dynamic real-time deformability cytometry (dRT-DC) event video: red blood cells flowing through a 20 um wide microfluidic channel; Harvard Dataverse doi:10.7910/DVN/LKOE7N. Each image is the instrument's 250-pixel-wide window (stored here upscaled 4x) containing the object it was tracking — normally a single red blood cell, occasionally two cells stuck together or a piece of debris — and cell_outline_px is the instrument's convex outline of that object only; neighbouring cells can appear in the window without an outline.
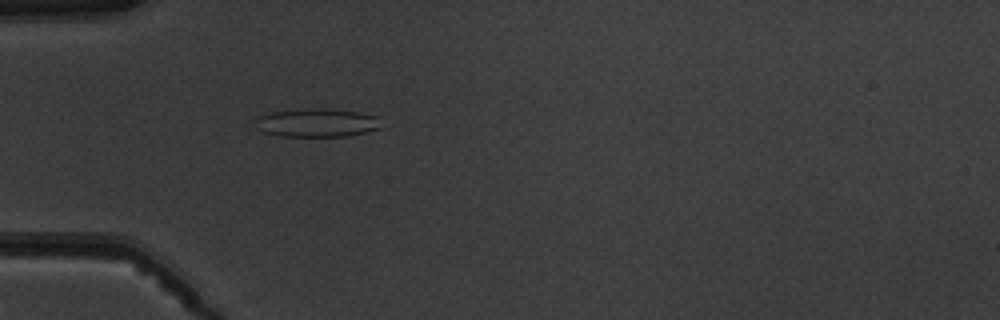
{"species": "common noctule bat (a hibernating species)", "species_latin": "Nyctalus noctula", "temperature_condition": "warm", "stored_images_in_passage": 2, "camera_frame_rate_fps": 3000, "um_per_image_px": 0.085, "animal": {"sex": "male", "body_mass_g": 19.5, "forearm_length_mm": 54.6}, "frame": {"image": 1, "passage_image": 2, "time_ms": 1.333, "image_size_px": [1000, 320], "cell_outline_px": [[380, 128], [364, 132], [344, 136], [280, 136], [264, 132], [256, 128], [252, 120], [260, 116], [272, 112], [304, 108], [324, 108], [356, 112], [376, 116]], "centroid_in_image_um": [26.84, 10.43], "position_along_channel_um": 58.2, "area_um2": 20.69}}